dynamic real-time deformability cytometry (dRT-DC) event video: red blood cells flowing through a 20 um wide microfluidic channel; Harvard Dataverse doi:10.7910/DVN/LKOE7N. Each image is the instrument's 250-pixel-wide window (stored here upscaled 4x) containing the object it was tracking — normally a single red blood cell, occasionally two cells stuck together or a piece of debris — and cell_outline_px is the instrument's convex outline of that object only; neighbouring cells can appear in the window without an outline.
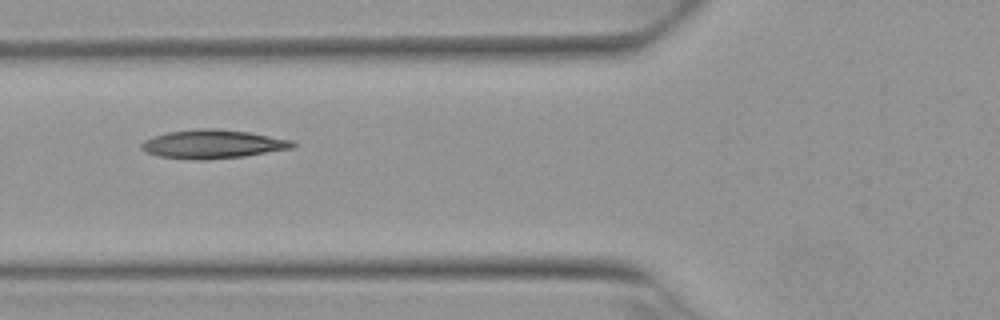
{"species": "Egyptian fruit bat (a non-hibernating species)", "species_latin": "Rousettus aegyptiacus", "temperature_condition": "warm", "stored_images_in_passage": 5, "camera_frame_rate_fps": 3000, "um_per_image_px": 0.085, "animal": {"sex": "female"}, "frame": {"image": 1, "passage_image": 3, "time_ms": 0.667, "image_size_px": [1000, 320], "cell_outline_px": [[296, 144], [292, 148], [244, 156], [208, 160], [196, 160], [160, 156], [148, 152], [140, 148], [140, 144], [144, 140], [168, 132], [196, 128], [220, 128], [248, 132], [292, 140]], "centroid_in_image_um": [18.08, 12.24], "position_along_channel_um": 107.7, "area_um2": 25.2}}
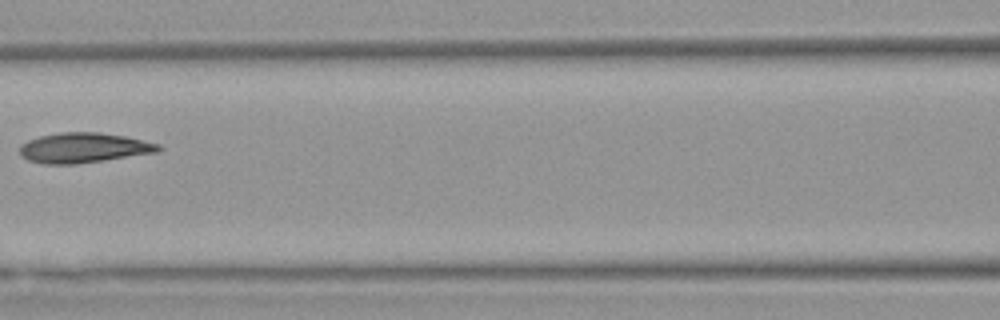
{"frame": {"image": 2, "passage_image": 4, "time_ms": 1.0, "image_size_px": [1000, 320], "cell_outline_px": [[164, 148], [156, 152], [104, 160], [72, 164], [44, 164], [28, 160], [20, 156], [20, 148], [28, 140], [40, 136], [60, 132], [100, 132], [124, 136], [160, 144]], "centroid_in_image_um": [7.11, 12.56], "position_along_channel_um": 159.5, "area_um2": 24.1}}
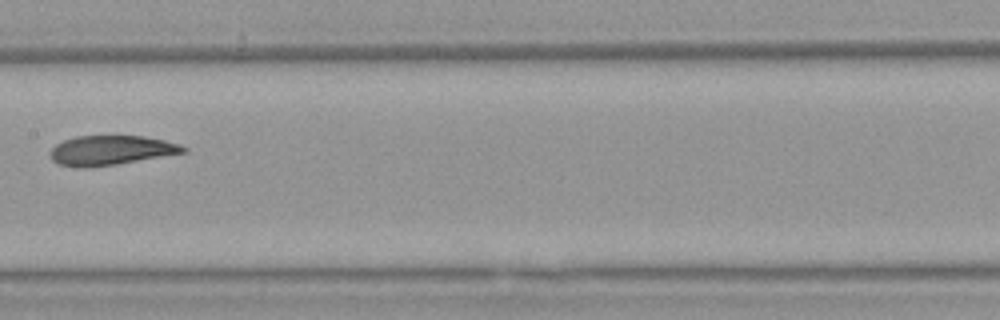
{"frame": {"image": 3, "passage_image": 5, "time_ms": 1.333, "image_size_px": [1000, 320], "cell_outline_px": [[188, 152], [92, 168], [80, 168], [56, 164], [52, 160], [52, 148], [56, 144], [64, 140], [76, 136], [144, 136], [164, 140], [180, 144], [188, 148]], "centroid_in_image_um": [9.44, 12.78], "position_along_channel_um": 198.0, "area_um2": 23.0}}